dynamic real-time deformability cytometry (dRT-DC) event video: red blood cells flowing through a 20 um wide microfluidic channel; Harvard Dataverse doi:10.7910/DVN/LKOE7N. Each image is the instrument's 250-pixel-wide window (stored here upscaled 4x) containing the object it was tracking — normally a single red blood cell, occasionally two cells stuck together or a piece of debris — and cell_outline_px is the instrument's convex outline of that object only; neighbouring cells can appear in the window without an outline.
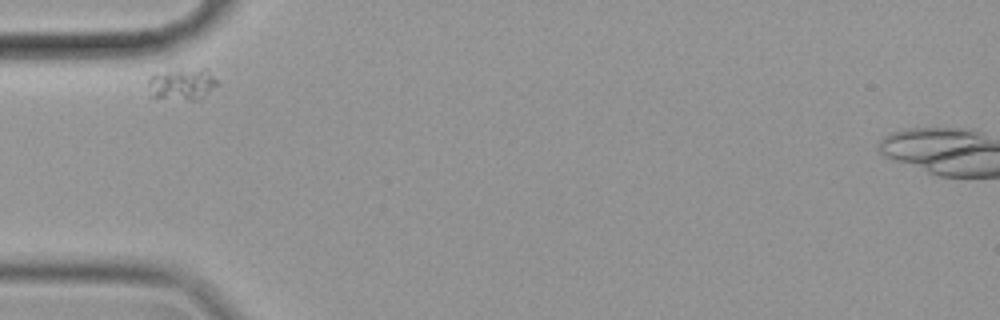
{"species": "common noctule bat (a hibernating species)", "species_latin": "Nyctalus noctula", "temperature_condition": "cold", "stored_images_in_passage": 33, "camera_frame_rate_fps": 3000, "um_per_image_px": 0.085, "animal": {"sex": "female", "body_mass_g": 19.9}, "frame": {"image": 1, "passage_image": 1, "time_ms": 0.0, "image_size_px": [1000, 320], "cell_outline_px": [[220, 84], [200, 100], [192, 100], [152, 96], [148, 84], [148, 76], [164, 72], [200, 68], [208, 68]], "centroid_in_image_um": [15.57, 7.14], "position_along_channel_um": 69.4, "area_um2": 12.72}}
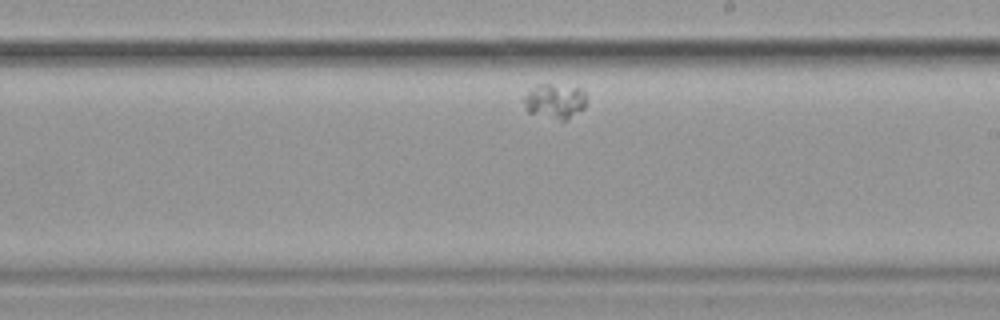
{"frame": {"image": 2, "passage_image": 19, "time_ms": 6.0, "image_size_px": [1000, 320], "cell_outline_px": [[584, 108], [568, 120], [560, 120], [528, 112], [524, 104], [524, 96], [536, 84], [552, 84], [580, 88], [584, 92]], "centroid_in_image_um": [47.15, 8.59], "position_along_channel_um": 241.9, "area_um2": 12.54}}
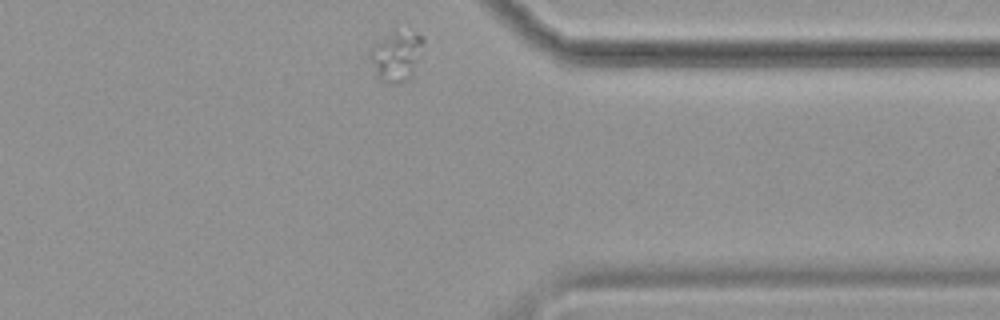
{"frame": {"image": 3, "passage_image": 33, "time_ms": 10.667, "image_size_px": [1000, 320], "cell_outline_px": [[424, 40], [408, 80], [400, 84], [396, 84], [380, 80], [376, 76], [368, 52], [376, 44], [396, 32], [416, 32]], "centroid_in_image_um": [33.66, 4.81], "position_along_channel_um": 377.7, "area_um2": 14.57}}